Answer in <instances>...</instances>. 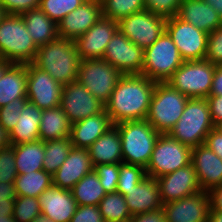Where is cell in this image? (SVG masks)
Returning a JSON list of instances; mask_svg holds the SVG:
<instances>
[{
	"instance_id": "cell-23",
	"label": "cell",
	"mask_w": 222,
	"mask_h": 222,
	"mask_svg": "<svg viewBox=\"0 0 222 222\" xmlns=\"http://www.w3.org/2000/svg\"><path fill=\"white\" fill-rule=\"evenodd\" d=\"M131 216L161 209L159 184L155 178L145 177L124 196Z\"/></svg>"
},
{
	"instance_id": "cell-57",
	"label": "cell",
	"mask_w": 222,
	"mask_h": 222,
	"mask_svg": "<svg viewBox=\"0 0 222 222\" xmlns=\"http://www.w3.org/2000/svg\"><path fill=\"white\" fill-rule=\"evenodd\" d=\"M13 65V63L8 60L0 59V79L3 77L4 73Z\"/></svg>"
},
{
	"instance_id": "cell-38",
	"label": "cell",
	"mask_w": 222,
	"mask_h": 222,
	"mask_svg": "<svg viewBox=\"0 0 222 222\" xmlns=\"http://www.w3.org/2000/svg\"><path fill=\"white\" fill-rule=\"evenodd\" d=\"M86 0H40L39 9L51 20L59 23L67 14L74 11Z\"/></svg>"
},
{
	"instance_id": "cell-20",
	"label": "cell",
	"mask_w": 222,
	"mask_h": 222,
	"mask_svg": "<svg viewBox=\"0 0 222 222\" xmlns=\"http://www.w3.org/2000/svg\"><path fill=\"white\" fill-rule=\"evenodd\" d=\"M94 170L88 149L72 147L68 157L52 175L53 186L71 190L87 173Z\"/></svg>"
},
{
	"instance_id": "cell-51",
	"label": "cell",
	"mask_w": 222,
	"mask_h": 222,
	"mask_svg": "<svg viewBox=\"0 0 222 222\" xmlns=\"http://www.w3.org/2000/svg\"><path fill=\"white\" fill-rule=\"evenodd\" d=\"M16 192L14 183L0 182V202L15 201Z\"/></svg>"
},
{
	"instance_id": "cell-18",
	"label": "cell",
	"mask_w": 222,
	"mask_h": 222,
	"mask_svg": "<svg viewBox=\"0 0 222 222\" xmlns=\"http://www.w3.org/2000/svg\"><path fill=\"white\" fill-rule=\"evenodd\" d=\"M117 30L116 21L102 16L88 31L75 40L81 60L103 59L107 44Z\"/></svg>"
},
{
	"instance_id": "cell-52",
	"label": "cell",
	"mask_w": 222,
	"mask_h": 222,
	"mask_svg": "<svg viewBox=\"0 0 222 222\" xmlns=\"http://www.w3.org/2000/svg\"><path fill=\"white\" fill-rule=\"evenodd\" d=\"M209 95H222V65H216L213 75L212 88Z\"/></svg>"
},
{
	"instance_id": "cell-32",
	"label": "cell",
	"mask_w": 222,
	"mask_h": 222,
	"mask_svg": "<svg viewBox=\"0 0 222 222\" xmlns=\"http://www.w3.org/2000/svg\"><path fill=\"white\" fill-rule=\"evenodd\" d=\"M71 192L77 205L98 206L99 202L106 195L103 186L100 184L98 175L94 170L87 173L74 185Z\"/></svg>"
},
{
	"instance_id": "cell-11",
	"label": "cell",
	"mask_w": 222,
	"mask_h": 222,
	"mask_svg": "<svg viewBox=\"0 0 222 222\" xmlns=\"http://www.w3.org/2000/svg\"><path fill=\"white\" fill-rule=\"evenodd\" d=\"M165 31L175 43L184 61L205 60L208 33L177 16L167 18Z\"/></svg>"
},
{
	"instance_id": "cell-45",
	"label": "cell",
	"mask_w": 222,
	"mask_h": 222,
	"mask_svg": "<svg viewBox=\"0 0 222 222\" xmlns=\"http://www.w3.org/2000/svg\"><path fill=\"white\" fill-rule=\"evenodd\" d=\"M6 14L21 15L31 9L39 8L40 0H0Z\"/></svg>"
},
{
	"instance_id": "cell-44",
	"label": "cell",
	"mask_w": 222,
	"mask_h": 222,
	"mask_svg": "<svg viewBox=\"0 0 222 222\" xmlns=\"http://www.w3.org/2000/svg\"><path fill=\"white\" fill-rule=\"evenodd\" d=\"M205 60L215 65H222V26L208 34Z\"/></svg>"
},
{
	"instance_id": "cell-48",
	"label": "cell",
	"mask_w": 222,
	"mask_h": 222,
	"mask_svg": "<svg viewBox=\"0 0 222 222\" xmlns=\"http://www.w3.org/2000/svg\"><path fill=\"white\" fill-rule=\"evenodd\" d=\"M129 222H166V218L161 208L156 211L133 215Z\"/></svg>"
},
{
	"instance_id": "cell-41",
	"label": "cell",
	"mask_w": 222,
	"mask_h": 222,
	"mask_svg": "<svg viewBox=\"0 0 222 222\" xmlns=\"http://www.w3.org/2000/svg\"><path fill=\"white\" fill-rule=\"evenodd\" d=\"M28 102L27 98H18L0 107V124L10 133L19 121L21 111Z\"/></svg>"
},
{
	"instance_id": "cell-56",
	"label": "cell",
	"mask_w": 222,
	"mask_h": 222,
	"mask_svg": "<svg viewBox=\"0 0 222 222\" xmlns=\"http://www.w3.org/2000/svg\"><path fill=\"white\" fill-rule=\"evenodd\" d=\"M208 222H222V213L216 210H209Z\"/></svg>"
},
{
	"instance_id": "cell-39",
	"label": "cell",
	"mask_w": 222,
	"mask_h": 222,
	"mask_svg": "<svg viewBox=\"0 0 222 222\" xmlns=\"http://www.w3.org/2000/svg\"><path fill=\"white\" fill-rule=\"evenodd\" d=\"M39 214H41V205L38 198L16 196L13 218L17 222H31Z\"/></svg>"
},
{
	"instance_id": "cell-42",
	"label": "cell",
	"mask_w": 222,
	"mask_h": 222,
	"mask_svg": "<svg viewBox=\"0 0 222 222\" xmlns=\"http://www.w3.org/2000/svg\"><path fill=\"white\" fill-rule=\"evenodd\" d=\"M100 184L103 186L106 194L116 192L119 178V163L98 164L94 166Z\"/></svg>"
},
{
	"instance_id": "cell-31",
	"label": "cell",
	"mask_w": 222,
	"mask_h": 222,
	"mask_svg": "<svg viewBox=\"0 0 222 222\" xmlns=\"http://www.w3.org/2000/svg\"><path fill=\"white\" fill-rule=\"evenodd\" d=\"M13 146L18 175L43 170L44 142L42 140Z\"/></svg>"
},
{
	"instance_id": "cell-14",
	"label": "cell",
	"mask_w": 222,
	"mask_h": 222,
	"mask_svg": "<svg viewBox=\"0 0 222 222\" xmlns=\"http://www.w3.org/2000/svg\"><path fill=\"white\" fill-rule=\"evenodd\" d=\"M144 50L119 30L107 44L103 60L116 67L122 75L142 74Z\"/></svg>"
},
{
	"instance_id": "cell-59",
	"label": "cell",
	"mask_w": 222,
	"mask_h": 222,
	"mask_svg": "<svg viewBox=\"0 0 222 222\" xmlns=\"http://www.w3.org/2000/svg\"><path fill=\"white\" fill-rule=\"evenodd\" d=\"M0 222H17L13 216H0Z\"/></svg>"
},
{
	"instance_id": "cell-43",
	"label": "cell",
	"mask_w": 222,
	"mask_h": 222,
	"mask_svg": "<svg viewBox=\"0 0 222 222\" xmlns=\"http://www.w3.org/2000/svg\"><path fill=\"white\" fill-rule=\"evenodd\" d=\"M183 0H144L145 10L166 18L176 16Z\"/></svg>"
},
{
	"instance_id": "cell-50",
	"label": "cell",
	"mask_w": 222,
	"mask_h": 222,
	"mask_svg": "<svg viewBox=\"0 0 222 222\" xmlns=\"http://www.w3.org/2000/svg\"><path fill=\"white\" fill-rule=\"evenodd\" d=\"M210 209L222 213V184L208 191Z\"/></svg>"
},
{
	"instance_id": "cell-40",
	"label": "cell",
	"mask_w": 222,
	"mask_h": 222,
	"mask_svg": "<svg viewBox=\"0 0 222 222\" xmlns=\"http://www.w3.org/2000/svg\"><path fill=\"white\" fill-rule=\"evenodd\" d=\"M17 176L14 146L0 148V182L14 183Z\"/></svg>"
},
{
	"instance_id": "cell-1",
	"label": "cell",
	"mask_w": 222,
	"mask_h": 222,
	"mask_svg": "<svg viewBox=\"0 0 222 222\" xmlns=\"http://www.w3.org/2000/svg\"><path fill=\"white\" fill-rule=\"evenodd\" d=\"M155 85V81L142 74L122 75L105 104L113 124L145 120Z\"/></svg>"
},
{
	"instance_id": "cell-53",
	"label": "cell",
	"mask_w": 222,
	"mask_h": 222,
	"mask_svg": "<svg viewBox=\"0 0 222 222\" xmlns=\"http://www.w3.org/2000/svg\"><path fill=\"white\" fill-rule=\"evenodd\" d=\"M14 201L0 202V216H13Z\"/></svg>"
},
{
	"instance_id": "cell-46",
	"label": "cell",
	"mask_w": 222,
	"mask_h": 222,
	"mask_svg": "<svg viewBox=\"0 0 222 222\" xmlns=\"http://www.w3.org/2000/svg\"><path fill=\"white\" fill-rule=\"evenodd\" d=\"M70 222H105L98 206L78 205Z\"/></svg>"
},
{
	"instance_id": "cell-61",
	"label": "cell",
	"mask_w": 222,
	"mask_h": 222,
	"mask_svg": "<svg viewBox=\"0 0 222 222\" xmlns=\"http://www.w3.org/2000/svg\"><path fill=\"white\" fill-rule=\"evenodd\" d=\"M6 15L4 9L1 7L0 5V21L2 20V18Z\"/></svg>"
},
{
	"instance_id": "cell-55",
	"label": "cell",
	"mask_w": 222,
	"mask_h": 222,
	"mask_svg": "<svg viewBox=\"0 0 222 222\" xmlns=\"http://www.w3.org/2000/svg\"><path fill=\"white\" fill-rule=\"evenodd\" d=\"M203 1L212 6L222 19V0H203Z\"/></svg>"
},
{
	"instance_id": "cell-3",
	"label": "cell",
	"mask_w": 222,
	"mask_h": 222,
	"mask_svg": "<svg viewBox=\"0 0 222 222\" xmlns=\"http://www.w3.org/2000/svg\"><path fill=\"white\" fill-rule=\"evenodd\" d=\"M115 126L121 138L123 162L146 168L160 134L146 119L123 121Z\"/></svg>"
},
{
	"instance_id": "cell-17",
	"label": "cell",
	"mask_w": 222,
	"mask_h": 222,
	"mask_svg": "<svg viewBox=\"0 0 222 222\" xmlns=\"http://www.w3.org/2000/svg\"><path fill=\"white\" fill-rule=\"evenodd\" d=\"M163 204L202 191L193 164L156 178Z\"/></svg>"
},
{
	"instance_id": "cell-15",
	"label": "cell",
	"mask_w": 222,
	"mask_h": 222,
	"mask_svg": "<svg viewBox=\"0 0 222 222\" xmlns=\"http://www.w3.org/2000/svg\"><path fill=\"white\" fill-rule=\"evenodd\" d=\"M60 107L71 124L96 115L105 109V105L78 81L63 85Z\"/></svg>"
},
{
	"instance_id": "cell-19",
	"label": "cell",
	"mask_w": 222,
	"mask_h": 222,
	"mask_svg": "<svg viewBox=\"0 0 222 222\" xmlns=\"http://www.w3.org/2000/svg\"><path fill=\"white\" fill-rule=\"evenodd\" d=\"M101 17V1L86 0L57 23L58 35L60 38L75 41L88 31Z\"/></svg>"
},
{
	"instance_id": "cell-22",
	"label": "cell",
	"mask_w": 222,
	"mask_h": 222,
	"mask_svg": "<svg viewBox=\"0 0 222 222\" xmlns=\"http://www.w3.org/2000/svg\"><path fill=\"white\" fill-rule=\"evenodd\" d=\"M38 200L41 213L55 222H70L78 206L71 190L53 185L41 193Z\"/></svg>"
},
{
	"instance_id": "cell-16",
	"label": "cell",
	"mask_w": 222,
	"mask_h": 222,
	"mask_svg": "<svg viewBox=\"0 0 222 222\" xmlns=\"http://www.w3.org/2000/svg\"><path fill=\"white\" fill-rule=\"evenodd\" d=\"M166 222H208L210 202L207 191L170 201L162 206Z\"/></svg>"
},
{
	"instance_id": "cell-36",
	"label": "cell",
	"mask_w": 222,
	"mask_h": 222,
	"mask_svg": "<svg viewBox=\"0 0 222 222\" xmlns=\"http://www.w3.org/2000/svg\"><path fill=\"white\" fill-rule=\"evenodd\" d=\"M102 16L118 22L133 13L145 10L144 0H100Z\"/></svg>"
},
{
	"instance_id": "cell-9",
	"label": "cell",
	"mask_w": 222,
	"mask_h": 222,
	"mask_svg": "<svg viewBox=\"0 0 222 222\" xmlns=\"http://www.w3.org/2000/svg\"><path fill=\"white\" fill-rule=\"evenodd\" d=\"M192 148L168 134H160L147 164L146 175L158 178L191 164Z\"/></svg>"
},
{
	"instance_id": "cell-35",
	"label": "cell",
	"mask_w": 222,
	"mask_h": 222,
	"mask_svg": "<svg viewBox=\"0 0 222 222\" xmlns=\"http://www.w3.org/2000/svg\"><path fill=\"white\" fill-rule=\"evenodd\" d=\"M98 208L105 222H124L129 221L132 217L124 195L119 192L106 194L99 202Z\"/></svg>"
},
{
	"instance_id": "cell-54",
	"label": "cell",
	"mask_w": 222,
	"mask_h": 222,
	"mask_svg": "<svg viewBox=\"0 0 222 222\" xmlns=\"http://www.w3.org/2000/svg\"><path fill=\"white\" fill-rule=\"evenodd\" d=\"M12 145L10 133L0 124V148Z\"/></svg>"
},
{
	"instance_id": "cell-47",
	"label": "cell",
	"mask_w": 222,
	"mask_h": 222,
	"mask_svg": "<svg viewBox=\"0 0 222 222\" xmlns=\"http://www.w3.org/2000/svg\"><path fill=\"white\" fill-rule=\"evenodd\" d=\"M213 124L222 121V95H209L207 98Z\"/></svg>"
},
{
	"instance_id": "cell-37",
	"label": "cell",
	"mask_w": 222,
	"mask_h": 222,
	"mask_svg": "<svg viewBox=\"0 0 222 222\" xmlns=\"http://www.w3.org/2000/svg\"><path fill=\"white\" fill-rule=\"evenodd\" d=\"M146 175V170L140 165L119 163V178L116 192L127 195V191L131 190L139 184Z\"/></svg>"
},
{
	"instance_id": "cell-30",
	"label": "cell",
	"mask_w": 222,
	"mask_h": 222,
	"mask_svg": "<svg viewBox=\"0 0 222 222\" xmlns=\"http://www.w3.org/2000/svg\"><path fill=\"white\" fill-rule=\"evenodd\" d=\"M71 123L63 109L58 106L42 111L39 140L50 141L70 137Z\"/></svg>"
},
{
	"instance_id": "cell-58",
	"label": "cell",
	"mask_w": 222,
	"mask_h": 222,
	"mask_svg": "<svg viewBox=\"0 0 222 222\" xmlns=\"http://www.w3.org/2000/svg\"><path fill=\"white\" fill-rule=\"evenodd\" d=\"M31 222H55V221L41 213L37 215Z\"/></svg>"
},
{
	"instance_id": "cell-21",
	"label": "cell",
	"mask_w": 222,
	"mask_h": 222,
	"mask_svg": "<svg viewBox=\"0 0 222 222\" xmlns=\"http://www.w3.org/2000/svg\"><path fill=\"white\" fill-rule=\"evenodd\" d=\"M191 163L203 191H209L222 184V159L206 144L192 148Z\"/></svg>"
},
{
	"instance_id": "cell-29",
	"label": "cell",
	"mask_w": 222,
	"mask_h": 222,
	"mask_svg": "<svg viewBox=\"0 0 222 222\" xmlns=\"http://www.w3.org/2000/svg\"><path fill=\"white\" fill-rule=\"evenodd\" d=\"M27 64H13L0 79V107L27 98Z\"/></svg>"
},
{
	"instance_id": "cell-60",
	"label": "cell",
	"mask_w": 222,
	"mask_h": 222,
	"mask_svg": "<svg viewBox=\"0 0 222 222\" xmlns=\"http://www.w3.org/2000/svg\"><path fill=\"white\" fill-rule=\"evenodd\" d=\"M214 129H215L216 131H218L220 134H222V121L216 123V124L214 125Z\"/></svg>"
},
{
	"instance_id": "cell-8",
	"label": "cell",
	"mask_w": 222,
	"mask_h": 222,
	"mask_svg": "<svg viewBox=\"0 0 222 222\" xmlns=\"http://www.w3.org/2000/svg\"><path fill=\"white\" fill-rule=\"evenodd\" d=\"M216 65L207 60L184 61L166 81L189 99H206L212 88Z\"/></svg>"
},
{
	"instance_id": "cell-28",
	"label": "cell",
	"mask_w": 222,
	"mask_h": 222,
	"mask_svg": "<svg viewBox=\"0 0 222 222\" xmlns=\"http://www.w3.org/2000/svg\"><path fill=\"white\" fill-rule=\"evenodd\" d=\"M42 111L29 101L25 104L18 119L19 121L10 132L12 145L39 140Z\"/></svg>"
},
{
	"instance_id": "cell-27",
	"label": "cell",
	"mask_w": 222,
	"mask_h": 222,
	"mask_svg": "<svg viewBox=\"0 0 222 222\" xmlns=\"http://www.w3.org/2000/svg\"><path fill=\"white\" fill-rule=\"evenodd\" d=\"M20 16L23 18L28 33L37 47L59 37L57 23L39 8L23 12Z\"/></svg>"
},
{
	"instance_id": "cell-4",
	"label": "cell",
	"mask_w": 222,
	"mask_h": 222,
	"mask_svg": "<svg viewBox=\"0 0 222 222\" xmlns=\"http://www.w3.org/2000/svg\"><path fill=\"white\" fill-rule=\"evenodd\" d=\"M38 47L20 15L6 14L0 21V59L13 64H29Z\"/></svg>"
},
{
	"instance_id": "cell-24",
	"label": "cell",
	"mask_w": 222,
	"mask_h": 222,
	"mask_svg": "<svg viewBox=\"0 0 222 222\" xmlns=\"http://www.w3.org/2000/svg\"><path fill=\"white\" fill-rule=\"evenodd\" d=\"M114 126L105 109L71 124L70 139L74 147L88 149L101 135Z\"/></svg>"
},
{
	"instance_id": "cell-5",
	"label": "cell",
	"mask_w": 222,
	"mask_h": 222,
	"mask_svg": "<svg viewBox=\"0 0 222 222\" xmlns=\"http://www.w3.org/2000/svg\"><path fill=\"white\" fill-rule=\"evenodd\" d=\"M214 129L207 99H188L184 111L168 135L180 143L194 148L204 144Z\"/></svg>"
},
{
	"instance_id": "cell-34",
	"label": "cell",
	"mask_w": 222,
	"mask_h": 222,
	"mask_svg": "<svg viewBox=\"0 0 222 222\" xmlns=\"http://www.w3.org/2000/svg\"><path fill=\"white\" fill-rule=\"evenodd\" d=\"M72 147L70 137L45 141L43 170L53 175L68 157Z\"/></svg>"
},
{
	"instance_id": "cell-6",
	"label": "cell",
	"mask_w": 222,
	"mask_h": 222,
	"mask_svg": "<svg viewBox=\"0 0 222 222\" xmlns=\"http://www.w3.org/2000/svg\"><path fill=\"white\" fill-rule=\"evenodd\" d=\"M188 97L166 82H156L146 120L159 134H168L181 117Z\"/></svg>"
},
{
	"instance_id": "cell-7",
	"label": "cell",
	"mask_w": 222,
	"mask_h": 222,
	"mask_svg": "<svg viewBox=\"0 0 222 222\" xmlns=\"http://www.w3.org/2000/svg\"><path fill=\"white\" fill-rule=\"evenodd\" d=\"M183 62L175 43L164 31L150 47L144 49L142 75L155 82H166Z\"/></svg>"
},
{
	"instance_id": "cell-26",
	"label": "cell",
	"mask_w": 222,
	"mask_h": 222,
	"mask_svg": "<svg viewBox=\"0 0 222 222\" xmlns=\"http://www.w3.org/2000/svg\"><path fill=\"white\" fill-rule=\"evenodd\" d=\"M88 151L93 166L122 163L121 138L118 128L115 125L110 128L88 148Z\"/></svg>"
},
{
	"instance_id": "cell-25",
	"label": "cell",
	"mask_w": 222,
	"mask_h": 222,
	"mask_svg": "<svg viewBox=\"0 0 222 222\" xmlns=\"http://www.w3.org/2000/svg\"><path fill=\"white\" fill-rule=\"evenodd\" d=\"M176 16L208 34L222 26L216 10L203 0H183Z\"/></svg>"
},
{
	"instance_id": "cell-2",
	"label": "cell",
	"mask_w": 222,
	"mask_h": 222,
	"mask_svg": "<svg viewBox=\"0 0 222 222\" xmlns=\"http://www.w3.org/2000/svg\"><path fill=\"white\" fill-rule=\"evenodd\" d=\"M32 63L46 71L55 81L66 85L77 81L81 58L75 41L58 37L38 47Z\"/></svg>"
},
{
	"instance_id": "cell-49",
	"label": "cell",
	"mask_w": 222,
	"mask_h": 222,
	"mask_svg": "<svg viewBox=\"0 0 222 222\" xmlns=\"http://www.w3.org/2000/svg\"><path fill=\"white\" fill-rule=\"evenodd\" d=\"M204 144L222 159V134L215 129H212L207 135Z\"/></svg>"
},
{
	"instance_id": "cell-10",
	"label": "cell",
	"mask_w": 222,
	"mask_h": 222,
	"mask_svg": "<svg viewBox=\"0 0 222 222\" xmlns=\"http://www.w3.org/2000/svg\"><path fill=\"white\" fill-rule=\"evenodd\" d=\"M122 73L103 59L81 60L77 81L104 105L121 78Z\"/></svg>"
},
{
	"instance_id": "cell-12",
	"label": "cell",
	"mask_w": 222,
	"mask_h": 222,
	"mask_svg": "<svg viewBox=\"0 0 222 222\" xmlns=\"http://www.w3.org/2000/svg\"><path fill=\"white\" fill-rule=\"evenodd\" d=\"M166 20V17L143 10L124 17L117 24L121 33L144 50L165 31Z\"/></svg>"
},
{
	"instance_id": "cell-33",
	"label": "cell",
	"mask_w": 222,
	"mask_h": 222,
	"mask_svg": "<svg viewBox=\"0 0 222 222\" xmlns=\"http://www.w3.org/2000/svg\"><path fill=\"white\" fill-rule=\"evenodd\" d=\"M53 185L52 175L44 170L18 175L14 181L16 196L36 197Z\"/></svg>"
},
{
	"instance_id": "cell-13",
	"label": "cell",
	"mask_w": 222,
	"mask_h": 222,
	"mask_svg": "<svg viewBox=\"0 0 222 222\" xmlns=\"http://www.w3.org/2000/svg\"><path fill=\"white\" fill-rule=\"evenodd\" d=\"M63 85L33 63L27 64V99L41 110L60 106Z\"/></svg>"
}]
</instances>
